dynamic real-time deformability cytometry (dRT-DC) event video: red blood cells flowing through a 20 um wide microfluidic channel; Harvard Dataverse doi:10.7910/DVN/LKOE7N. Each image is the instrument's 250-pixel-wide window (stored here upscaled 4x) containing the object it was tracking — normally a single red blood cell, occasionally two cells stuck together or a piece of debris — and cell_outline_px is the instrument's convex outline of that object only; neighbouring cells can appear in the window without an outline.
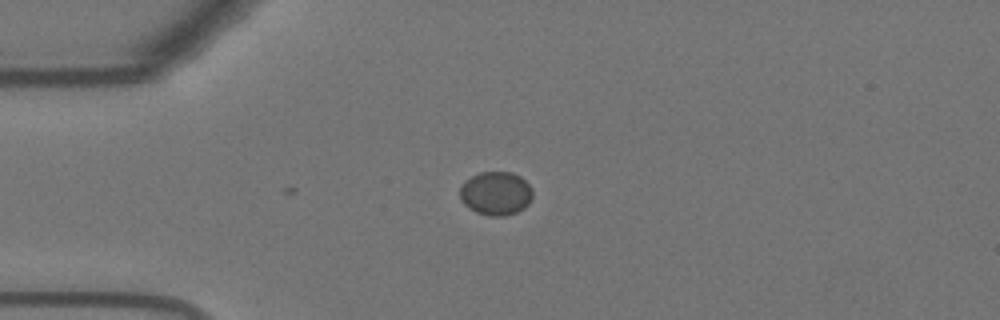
{"species": "Egyptian fruit bat (a non-hibernating species)", "species_latin": "Rousettus aegyptiacus", "temperature_condition": "warm", "stored_images_in_passage": 8, "camera_frame_rate_fps": 3000, "um_per_image_px": 0.085, "animal": {"sex": "female"}, "frame": {"image": 1, "passage_image": 1, "time_ms": 0.0, "image_size_px": [1000, 320], "cell_outline_px": [[532, 196], [528, 204], [524, 208], [516, 212], [504, 216], [488, 216], [476, 212], [468, 208], [460, 200], [460, 184], [464, 180], [480, 172], [512, 172], [520, 176], [532, 188]], "centroid_in_image_um": [42.12, 16.44], "position_along_channel_um": 42.9, "area_um2": 18.67}}